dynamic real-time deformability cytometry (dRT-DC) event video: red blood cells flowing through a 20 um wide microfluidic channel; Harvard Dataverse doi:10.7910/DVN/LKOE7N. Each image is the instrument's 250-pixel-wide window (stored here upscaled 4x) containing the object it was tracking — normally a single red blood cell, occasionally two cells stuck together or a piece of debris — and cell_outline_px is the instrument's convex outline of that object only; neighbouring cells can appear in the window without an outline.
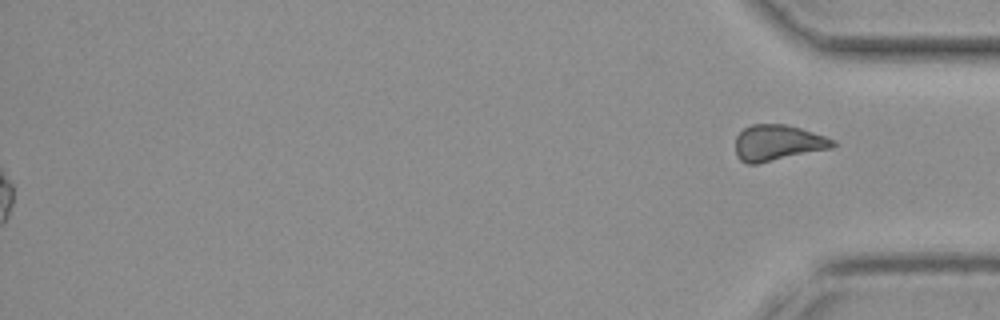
{"species": "common noctule bat (a hibernating species)", "species_latin": "Nyctalus noctula", "temperature_condition": "cold", "stored_images_in_passage": 50, "segment_of_instrument_passage": [2, 2], "camera_frame_rate_fps": 3000, "um_per_image_px": 0.085, "animal": {"sex": "female", "body_mass_g": 19.3, "forearm_length_mm": 54.1}, "frame": {"image": 1, "passage_image": 50, "time_ms": 16.333, "image_size_px": [1000, 320], "cell_outline_px": [[836, 144], [832, 148], [756, 164], [748, 164], [740, 160], [736, 156], [736, 136], [744, 128], [752, 124], [784, 124], [800, 128], [836, 140]], "centroid_in_image_um": [66.09, 12.14], "position_along_channel_um": 369.1, "area_um2": 20.29}}